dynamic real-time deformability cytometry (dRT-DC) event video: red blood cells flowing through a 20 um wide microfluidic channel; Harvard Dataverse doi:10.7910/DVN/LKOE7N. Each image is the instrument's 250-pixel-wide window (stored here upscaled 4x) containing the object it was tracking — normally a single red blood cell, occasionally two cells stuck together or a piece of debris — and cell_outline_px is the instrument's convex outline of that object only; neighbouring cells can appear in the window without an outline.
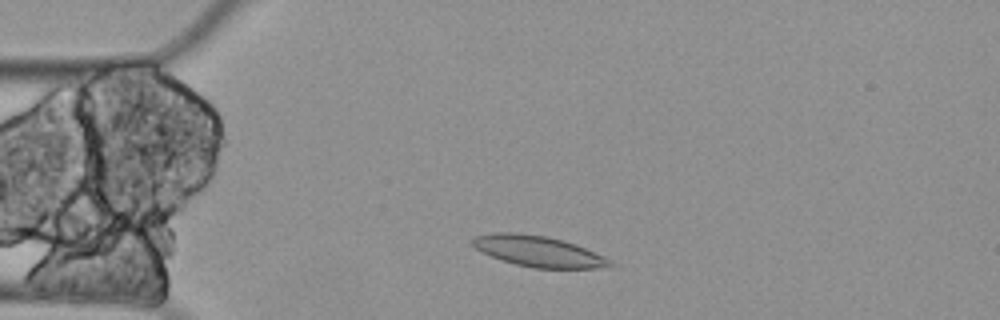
{"species": "Egyptian fruit bat (a non-hibernating species)", "species_latin": "Rousettus aegyptiacus", "temperature_condition": "cold", "stored_images_in_passage": 3, "camera_frame_rate_fps": 3000, "um_per_image_px": 0.085, "animal": {"sex": "female"}, "frame": {"image": 1, "passage_image": 2, "time_ms": 0.333, "image_size_px": [1000, 320], "cell_outline_px": [[616, 268], [532, 268], [516, 264], [492, 256], [476, 248], [472, 244], [472, 236], [496, 232], [516, 232], [548, 236], [576, 244], [612, 260], [616, 264]], "centroid_in_image_um": [45.83, 21.36], "position_along_channel_um": 39.2, "area_um2": 24.85}}